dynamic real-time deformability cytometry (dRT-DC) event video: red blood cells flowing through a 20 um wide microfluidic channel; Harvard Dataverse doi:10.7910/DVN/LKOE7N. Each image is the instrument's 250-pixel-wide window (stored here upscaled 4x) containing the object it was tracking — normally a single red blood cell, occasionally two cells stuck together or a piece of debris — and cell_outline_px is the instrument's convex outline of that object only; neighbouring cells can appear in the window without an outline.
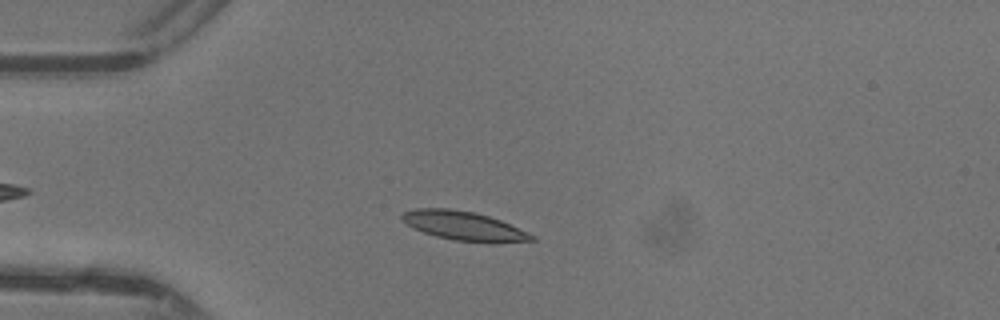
{"species": "common noctule bat (a hibernating species)", "species_latin": "Nyctalus noctula", "temperature_condition": "warm", "stored_images_in_passage": 30, "camera_frame_rate_fps": 3000, "um_per_image_px": 0.085, "animal": {"sex": "female"}, "frame": {"image": 1, "passage_image": 3, "time_ms": 0.667, "image_size_px": [1000, 320], "cell_outline_px": [[536, 240], [492, 244], [488, 244], [452, 240], [436, 236], [424, 232], [400, 220], [400, 216], [404, 212], [416, 208], [448, 208], [476, 212], [500, 220], [528, 232], [536, 236]], "centroid_in_image_um": [39.47, 19.22], "position_along_channel_um": 45.5, "area_um2": 22.25}}
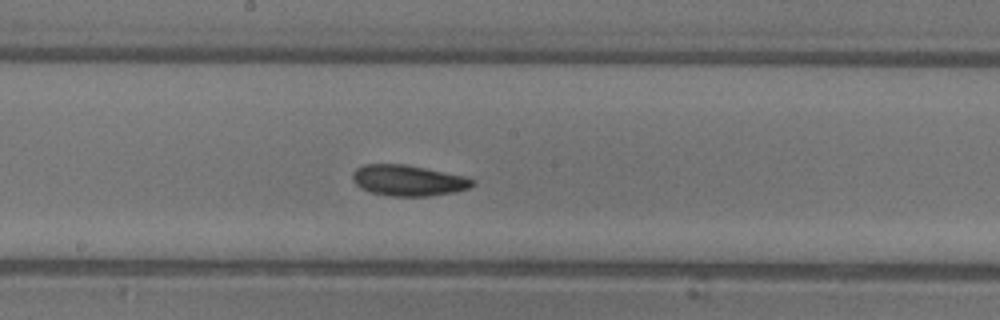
{"frame": {"image": 2, "passage_image": 16, "time_ms": 5.0, "image_size_px": [1000, 320], "cell_outline_px": [[476, 184], [472, 188], [456, 192], [428, 196], [392, 196], [368, 192], [360, 188], [352, 180], [352, 172], [356, 168], [364, 164], [404, 164], [464, 176], [476, 180]], "centroid_in_image_um": [34.71, 15.35], "position_along_channel_um": 213.5, "area_um2": 21.79}}
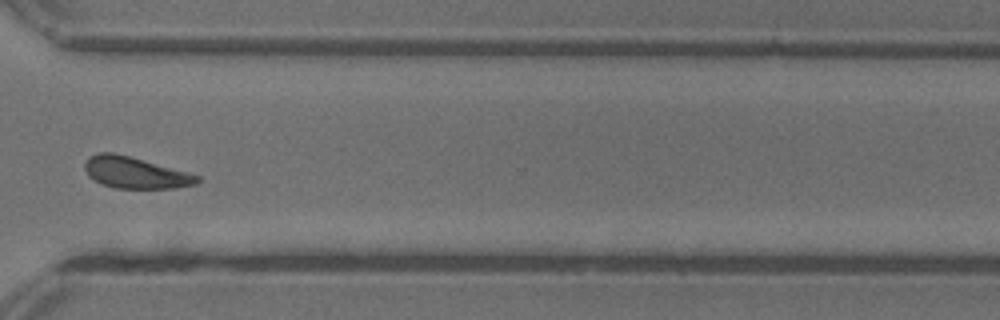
{"frame": {"image": 3, "passage_image": 26, "time_ms": 8.333, "image_size_px": [1000, 320], "cell_outline_px": [[200, 180], [196, 184], [176, 188], [116, 188], [100, 184], [88, 176], [84, 168], [84, 164], [88, 156], [100, 152], [112, 152], [128, 156], [200, 176]], "centroid_in_image_um": [11.44, 14.68], "position_along_channel_um": 359.2, "area_um2": 20.4}, "authors_computed_cell_mechanics": {"area_um2": 21.097, "velocity_mm_per_s": 4.3689, "shape_relaxation_time_tau1_ms": 3.0505, "shape_relaxation_time_tau2_ms": 6.2331, "deformation_change_tau1": 0.111, "deformation_change_tau2": 0.149}}